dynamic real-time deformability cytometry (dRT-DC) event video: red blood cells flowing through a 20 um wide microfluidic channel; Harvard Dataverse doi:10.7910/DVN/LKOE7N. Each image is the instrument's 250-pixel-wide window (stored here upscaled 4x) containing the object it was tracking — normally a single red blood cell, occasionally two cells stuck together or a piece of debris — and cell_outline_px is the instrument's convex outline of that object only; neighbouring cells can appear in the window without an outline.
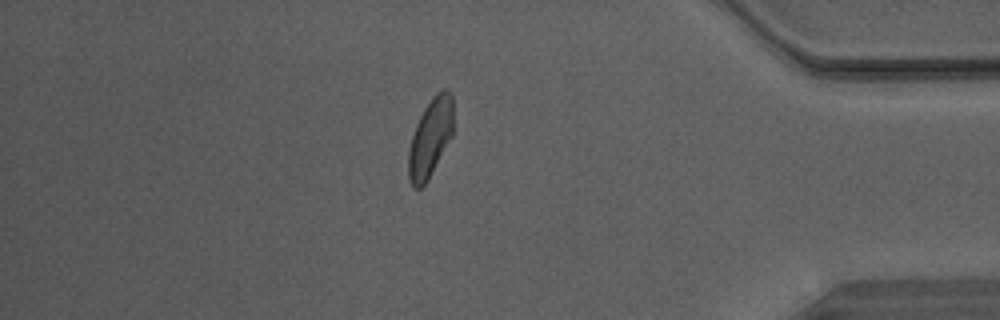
{"species": "Egyptian fruit bat (a non-hibernating species)", "species_latin": "Rousettus aegyptiacus", "temperature_condition": "warm", "stored_images_in_passage": 40, "camera_frame_rate_fps": 3000, "um_per_image_px": 0.085, "animal": {"sex": "male"}, "frame": {"image": 1, "passage_image": 34, "time_ms": 11.0, "image_size_px": [1000, 320], "cell_outline_px": [[452, 136], [428, 180], [420, 188], [412, 188], [408, 180], [408, 148], [416, 124], [424, 108], [432, 96], [436, 92], [444, 88], [452, 96]], "centroid_in_image_um": [36.55, 11.74], "position_along_channel_um": 398.7, "area_um2": 20.52}}
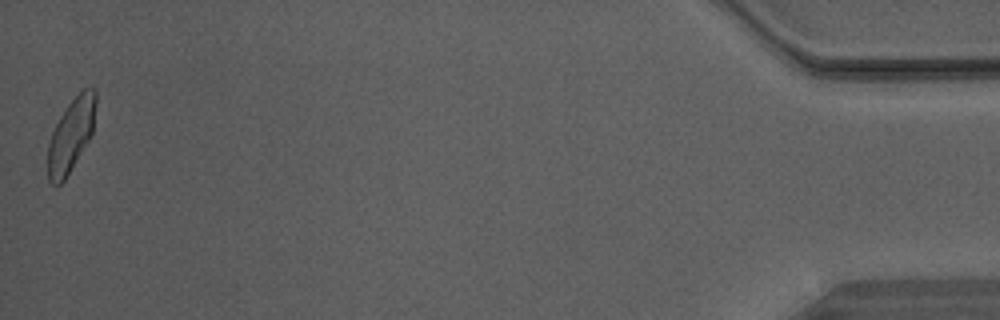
{"frame": {"image": 2, "passage_image": 40, "time_ms": 13.0, "image_size_px": [1000, 320], "cell_outline_px": [[96, 104], [92, 132], [88, 140], [64, 180], [60, 184], [52, 184], [48, 180], [48, 144], [52, 132], [60, 116], [68, 104], [84, 88], [96, 88]], "centroid_in_image_um": [6.03, 11.46], "position_along_channel_um": 429.2, "area_um2": 20.0}}